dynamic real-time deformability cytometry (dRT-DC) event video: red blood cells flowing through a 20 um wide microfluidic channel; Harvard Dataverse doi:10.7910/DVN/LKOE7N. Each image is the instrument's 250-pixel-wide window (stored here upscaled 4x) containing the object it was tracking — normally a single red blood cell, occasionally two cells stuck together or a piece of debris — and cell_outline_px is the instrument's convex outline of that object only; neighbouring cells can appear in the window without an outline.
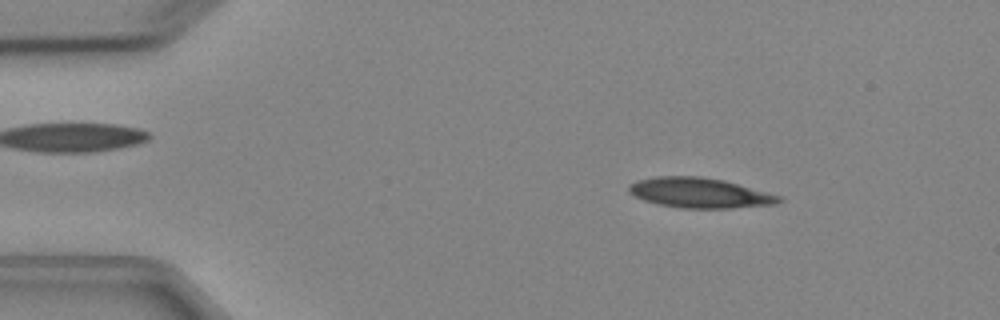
{"species": "Egyptian fruit bat (a non-hibernating species)", "species_latin": "Rousettus aegyptiacus", "temperature_condition": "cold", "stored_images_in_passage": 3, "camera_frame_rate_fps": 3000, "um_per_image_px": 0.085, "animal": {"sex": "female"}, "frame": {"image": 1, "passage_image": 1, "time_ms": 0.0, "image_size_px": [1000, 320], "cell_outline_px": [[784, 200], [776, 204], [732, 208], [680, 208], [656, 204], [644, 200], [628, 192], [628, 184], [636, 180], [656, 176], [700, 176], [724, 180], [780, 196]], "centroid_in_image_um": [59.43, 16.39], "position_along_channel_um": 25.6, "area_um2": 26.36}}